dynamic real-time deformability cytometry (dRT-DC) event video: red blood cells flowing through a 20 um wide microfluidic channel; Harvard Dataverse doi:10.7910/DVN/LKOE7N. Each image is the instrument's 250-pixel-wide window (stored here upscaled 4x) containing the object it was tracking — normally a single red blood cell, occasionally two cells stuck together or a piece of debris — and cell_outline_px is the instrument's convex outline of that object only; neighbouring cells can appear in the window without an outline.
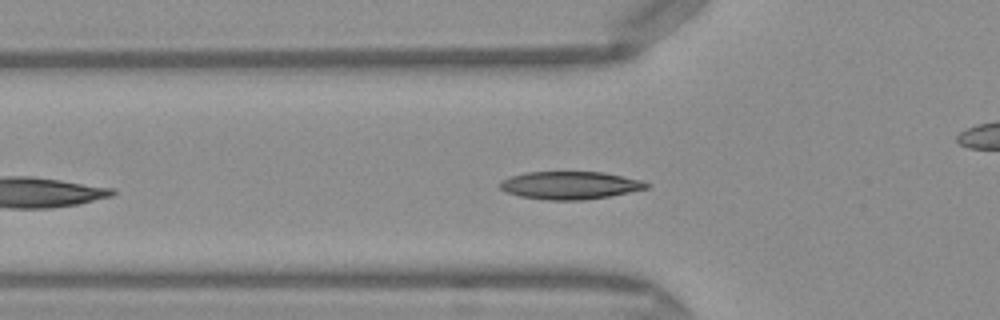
{"species": "Egyptian fruit bat (a non-hibernating species)", "species_latin": "Rousettus aegyptiacus", "temperature_condition": "warm", "stored_images_in_passage": 38, "camera_frame_rate_fps": 3000, "um_per_image_px": 0.085, "frame": {"image": 1, "passage_image": 8, "time_ms": 2.333, "image_size_px": [1000, 320], "cell_outline_px": [[652, 184], [648, 188], [608, 196], [584, 200], [548, 200], [520, 196], [508, 192], [500, 188], [500, 180], [512, 176], [528, 172], [604, 172], [640, 180]], "centroid_in_image_um": [48.46, 15.75], "position_along_channel_um": 77.3, "area_um2": 23.52}}
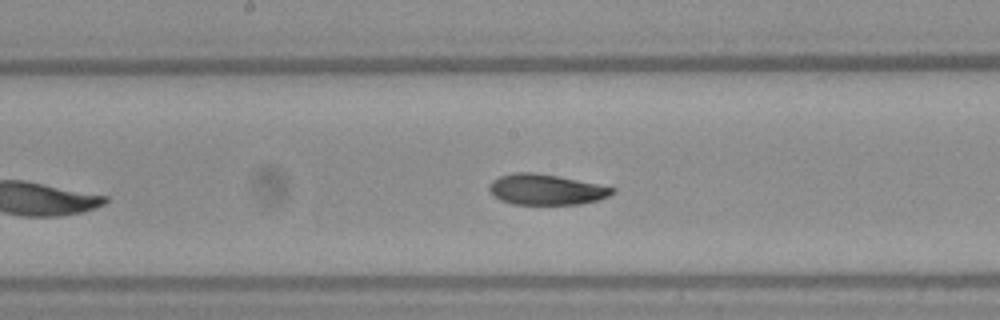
{"frame": {"image": 2, "passage_image": 17, "time_ms": 5.333, "image_size_px": [1000, 320], "cell_outline_px": [[616, 192], [608, 196], [596, 200], [580, 204], [512, 204], [500, 200], [492, 196], [488, 188], [488, 184], [492, 180], [500, 176], [512, 172], [536, 172], [560, 176], [616, 188]], "centroid_in_image_um": [46.37, 16.1], "position_along_channel_um": 201.8, "area_um2": 22.2}}
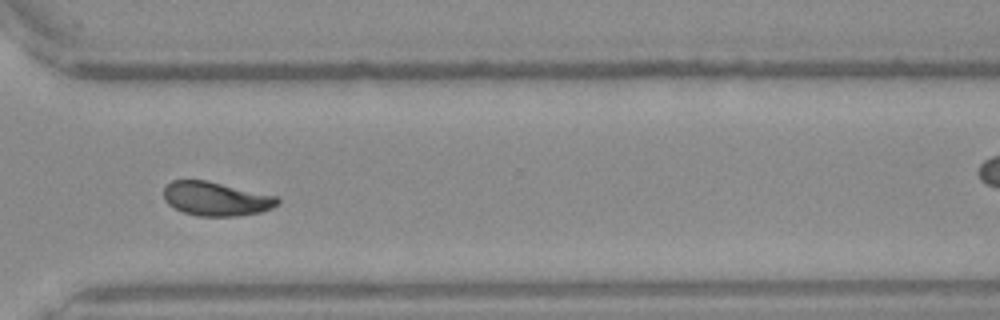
{"frame": {"image": 3, "passage_image": 28, "time_ms": 9.0, "image_size_px": [1000, 320], "cell_outline_px": [[280, 200], [272, 208], [260, 212], [236, 216], [200, 216], [184, 212], [168, 204], [164, 200], [164, 188], [172, 180], [208, 180], [276, 196]], "centroid_in_image_um": [18.35, 16.89], "position_along_channel_um": 352.3, "area_um2": 22.37}, "authors_computed_cell_mechanics": {"area_um2": 22.7154, "velocity_mm_per_s": 4.1142, "shape_relaxation_time_tau1_ms": 4.8586, "shape_relaxation_time_tau2_ms": 2.928, "deformation_change_tau1": 0.1532, "deformation_change_tau2": 0.058}}